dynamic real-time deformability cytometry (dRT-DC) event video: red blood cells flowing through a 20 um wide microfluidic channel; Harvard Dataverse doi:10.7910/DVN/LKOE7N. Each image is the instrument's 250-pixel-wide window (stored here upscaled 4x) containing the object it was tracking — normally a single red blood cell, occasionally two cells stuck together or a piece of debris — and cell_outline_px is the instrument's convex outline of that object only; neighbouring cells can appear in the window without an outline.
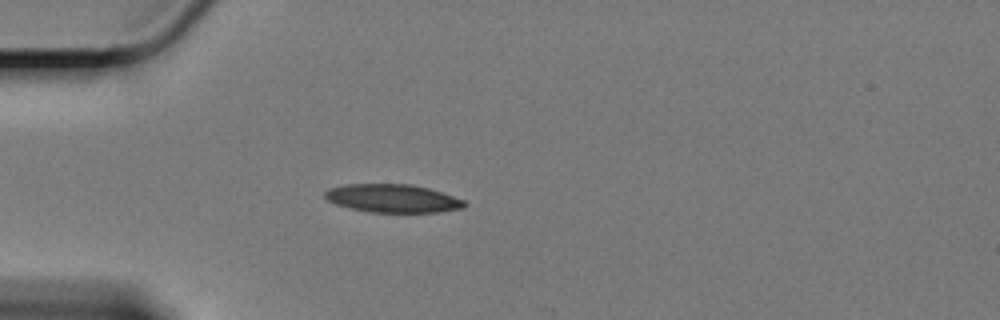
{"species": "Egyptian fruit bat (a non-hibernating species)", "species_latin": "Rousettus aegyptiacus", "temperature_condition": "cold", "stored_images_in_passage": 7, "camera_frame_rate_fps": 3000, "um_per_image_px": 0.085, "animal": {"sex": "female"}, "frame": {"image": 1, "passage_image": 1, "time_ms": 0.0, "image_size_px": [1000, 320], "cell_outline_px": [[468, 204], [464, 208], [440, 212], [368, 212], [336, 204], [328, 200], [324, 196], [324, 192], [328, 188], [344, 184], [412, 184], [428, 188], [464, 200]], "centroid_in_image_um": [33.37, 16.86], "position_along_channel_um": 51.6, "area_um2": 22.95}}
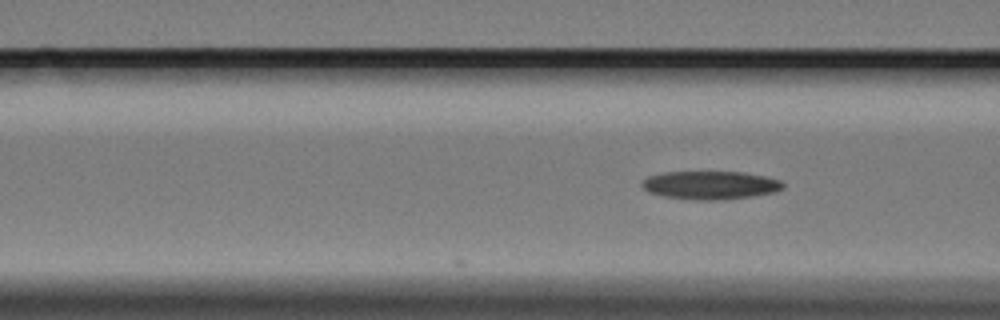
{"frame": {"image": 2, "passage_image": 7, "time_ms": 2.0, "image_size_px": [1000, 320], "cell_outline_px": [[784, 188], [776, 192], [752, 196], [724, 200], [696, 200], [664, 196], [648, 192], [640, 184], [648, 176], [664, 172], [744, 172], [764, 176], [780, 180], [784, 184]], "centroid_in_image_um": [60.4, 15.74], "position_along_channel_um": 106.2, "area_um2": 23.29}}